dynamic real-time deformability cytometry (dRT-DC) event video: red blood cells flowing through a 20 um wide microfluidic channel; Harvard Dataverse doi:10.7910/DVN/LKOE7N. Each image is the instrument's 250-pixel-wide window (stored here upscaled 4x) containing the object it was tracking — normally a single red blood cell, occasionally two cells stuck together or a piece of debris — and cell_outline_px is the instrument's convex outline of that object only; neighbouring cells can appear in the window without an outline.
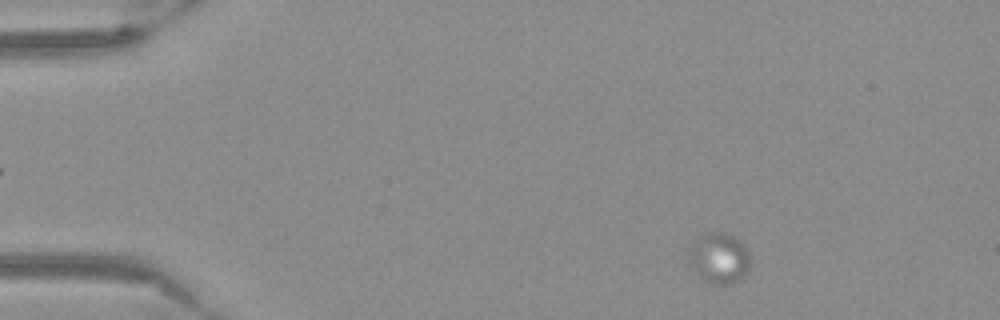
{"species": "Egyptian fruit bat (a non-hibernating species)", "species_latin": "Rousettus aegyptiacus", "temperature_condition": "warm", "stored_images_in_passage": 32, "camera_frame_rate_fps": 3000, "um_per_image_px": 0.085, "frame": {"image": 1, "passage_image": 4, "time_ms": 1.0, "image_size_px": [1000, 320], "cell_outline_px": [[748, 268], [744, 276], [732, 284], [708, 284], [700, 280], [692, 268], [688, 260], [688, 248], [704, 232], [724, 232], [740, 240], [744, 244], [748, 256]], "centroid_in_image_um": [61.06, 21.96], "position_along_channel_um": 23.9, "area_um2": 18.38}}
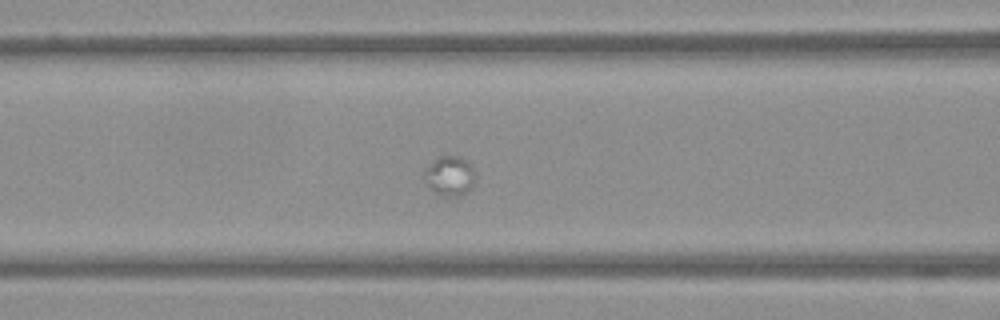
{"frame": {"image": 2, "passage_image": 20, "time_ms": 6.333, "image_size_px": [1000, 320], "cell_outline_px": [[476, 176], [468, 192], [464, 196], [448, 196], [436, 192], [428, 188], [424, 176], [424, 168], [428, 164], [440, 156], [460, 156], [468, 160], [476, 172]], "centroid_in_image_um": [38.25, 14.93], "position_along_channel_um": 128.4, "area_um2": 12.02}}
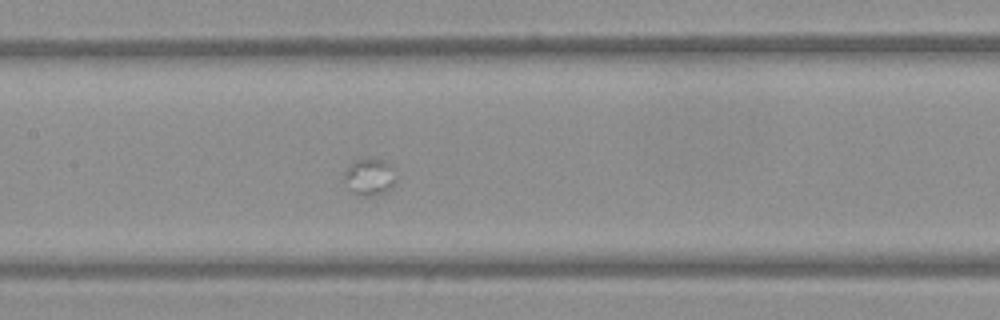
{"frame": {"image": 3, "passage_image": 24, "time_ms": 7.667, "image_size_px": [1000, 320], "cell_outline_px": [[396, 180], [392, 188], [384, 192], [364, 196], [360, 196], [352, 192], [348, 188], [344, 180], [344, 172], [356, 160], [384, 160], [392, 168], [396, 176]], "centroid_in_image_um": [31.41, 15.07], "position_along_channel_um": 176.0, "area_um2": 10.81}}